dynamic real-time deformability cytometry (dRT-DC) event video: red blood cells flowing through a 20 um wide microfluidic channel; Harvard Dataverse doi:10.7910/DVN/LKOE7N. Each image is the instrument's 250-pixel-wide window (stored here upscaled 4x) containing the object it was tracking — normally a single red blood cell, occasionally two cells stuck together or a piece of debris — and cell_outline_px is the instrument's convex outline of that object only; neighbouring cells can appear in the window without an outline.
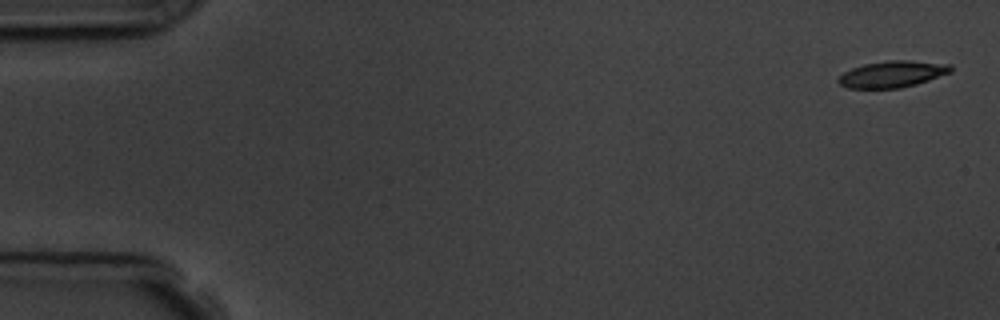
{"species": "common noctule bat (a hibernating species)", "species_latin": "Nyctalus noctula", "temperature_condition": "room temperature", "stored_images_in_passage": 11, "camera_frame_rate_fps": 3000, "um_per_image_px": 0.085, "animal": {"sex": "male", "body_mass_g": 19.5, "forearm_length_mm": 54.6}, "frame": {"image": 1, "passage_image": 1, "time_ms": 0.0, "image_size_px": [1000, 320], "cell_outline_px": [[952, 72], [916, 84], [900, 88], [848, 88], [840, 84], [836, 80], [844, 72], [852, 68], [864, 64], [888, 60], [908, 60], [952, 64]], "centroid_in_image_um": [75.87, 6.29], "position_along_channel_um": 9.1, "area_um2": 17.34}}
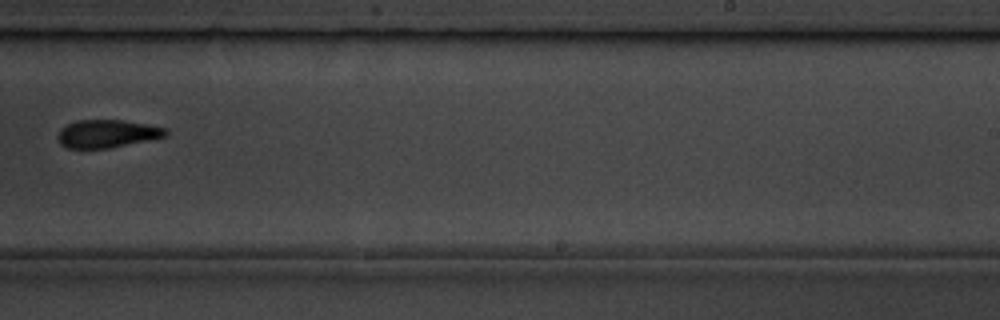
{"frame": {"image": 2, "passage_image": 10, "time_ms": 11.0, "image_size_px": [1000, 320], "cell_outline_px": [[168, 136], [108, 148], [68, 148], [60, 144], [60, 128], [76, 120], [120, 120], [168, 128]], "centroid_in_image_um": [9.14, 11.36], "position_along_channel_um": 279.9, "area_um2": 17.28}}
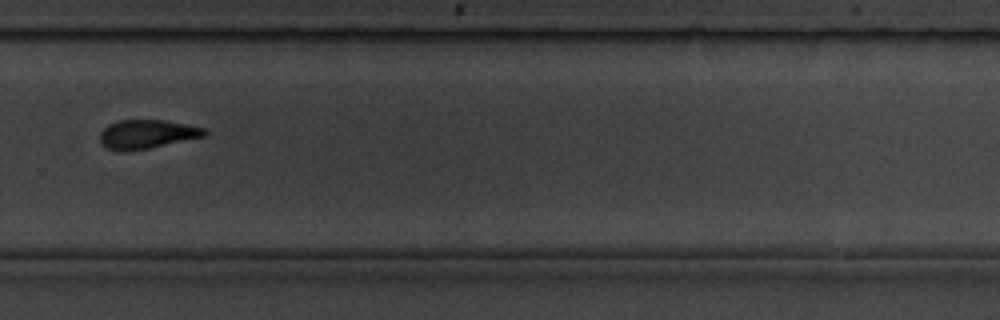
{"frame": {"image": 3, "passage_image": 11, "time_ms": 12.0, "image_size_px": [1000, 320], "cell_outline_px": [[208, 132], [204, 136], [148, 148], [128, 152], [120, 152], [108, 148], [100, 144], [100, 132], [108, 124], [116, 120], [164, 120], [204, 128]], "centroid_in_image_um": [12.42, 11.41], "position_along_channel_um": 317.4, "area_um2": 17.57}}